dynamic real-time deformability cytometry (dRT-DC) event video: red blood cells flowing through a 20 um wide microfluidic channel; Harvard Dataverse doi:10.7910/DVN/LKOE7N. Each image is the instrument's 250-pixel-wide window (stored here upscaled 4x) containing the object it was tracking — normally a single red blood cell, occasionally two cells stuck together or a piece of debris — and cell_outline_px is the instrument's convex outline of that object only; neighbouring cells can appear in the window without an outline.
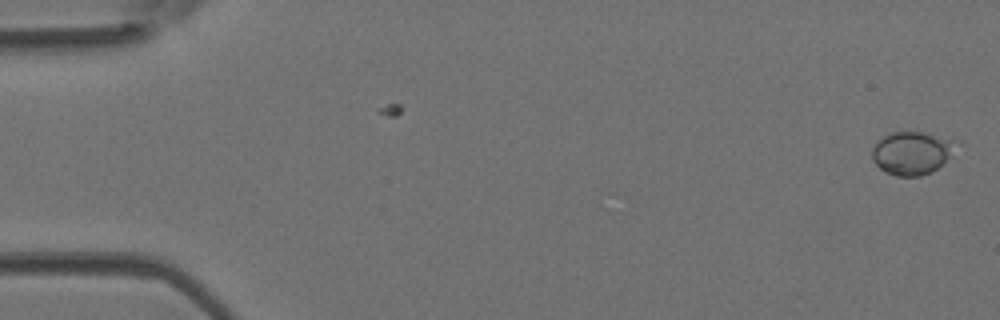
{"species": "Egyptian fruit bat (a non-hibernating species)", "species_latin": "Rousettus aegyptiacus", "temperature_condition": "room temperature", "stored_images_in_passage": 10, "camera_frame_rate_fps": 3000, "um_per_image_px": 0.085, "animal": {"sex": "female"}, "frame": {"image": 1, "passage_image": 1, "time_ms": 0.0, "image_size_px": [1000, 320], "cell_outline_px": [[952, 156], [932, 172], [920, 176], [896, 176], [884, 172], [872, 160], [872, 148], [876, 140], [892, 132], [920, 132], [944, 140]], "centroid_in_image_um": [77.32, 13.06], "position_along_channel_um": 7.7, "area_um2": 20.06}}